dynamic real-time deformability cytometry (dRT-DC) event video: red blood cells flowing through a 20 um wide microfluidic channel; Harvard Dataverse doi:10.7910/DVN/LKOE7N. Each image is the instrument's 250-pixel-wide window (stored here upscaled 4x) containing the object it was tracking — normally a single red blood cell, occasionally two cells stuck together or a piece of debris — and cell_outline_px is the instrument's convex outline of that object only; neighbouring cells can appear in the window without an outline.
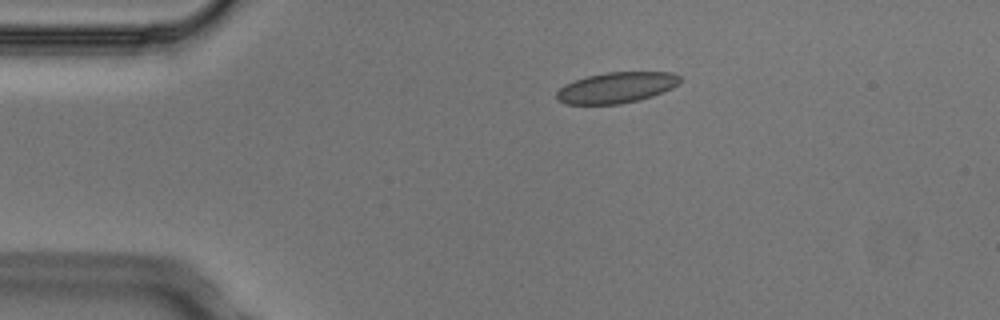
{"species": "Egyptian fruit bat (a non-hibernating species)", "species_latin": "Rousettus aegyptiacus", "temperature_condition": "cold", "stored_images_in_passage": 2, "camera_frame_rate_fps": 3000, "um_per_image_px": 0.085, "animal": {"sex": "male"}, "frame": {"image": 1, "passage_image": 1, "time_ms": 0.0, "image_size_px": [1000, 320], "cell_outline_px": [[680, 84], [672, 88], [652, 96], [640, 100], [620, 104], [564, 104], [556, 100], [556, 92], [564, 84], [588, 76], [604, 72], [672, 72], [680, 76]], "centroid_in_image_um": [52.39, 7.45], "position_along_channel_um": 32.6, "area_um2": 22.31}}